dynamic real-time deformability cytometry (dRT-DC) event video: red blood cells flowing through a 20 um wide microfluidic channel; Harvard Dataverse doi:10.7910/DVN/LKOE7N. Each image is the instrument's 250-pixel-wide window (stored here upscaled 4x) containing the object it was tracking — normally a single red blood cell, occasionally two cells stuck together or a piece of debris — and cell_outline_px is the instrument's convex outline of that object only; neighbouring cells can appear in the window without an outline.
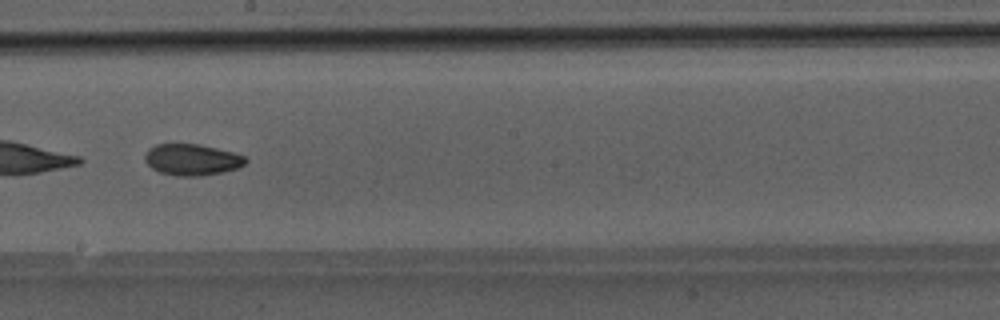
{"species": "Egyptian fruit bat (a non-hibernating species)", "species_latin": "Rousettus aegyptiacus", "temperature_condition": "room temperature", "stored_images_in_passage": 48, "camera_frame_rate_fps": 3000, "um_per_image_px": 0.085, "animal": {"sex": "male"}, "frame": {"image": 1, "passage_image": 28, "time_ms": 9.0, "image_size_px": [1000, 320], "cell_outline_px": [[248, 160], [240, 168], [224, 172], [200, 176], [176, 176], [160, 172], [152, 168], [144, 160], [144, 156], [148, 148], [156, 144], [196, 144], [216, 148], [232, 152], [244, 156]], "centroid_in_image_um": [16.31, 13.58], "position_along_channel_um": 231.9, "area_um2": 18.44}}